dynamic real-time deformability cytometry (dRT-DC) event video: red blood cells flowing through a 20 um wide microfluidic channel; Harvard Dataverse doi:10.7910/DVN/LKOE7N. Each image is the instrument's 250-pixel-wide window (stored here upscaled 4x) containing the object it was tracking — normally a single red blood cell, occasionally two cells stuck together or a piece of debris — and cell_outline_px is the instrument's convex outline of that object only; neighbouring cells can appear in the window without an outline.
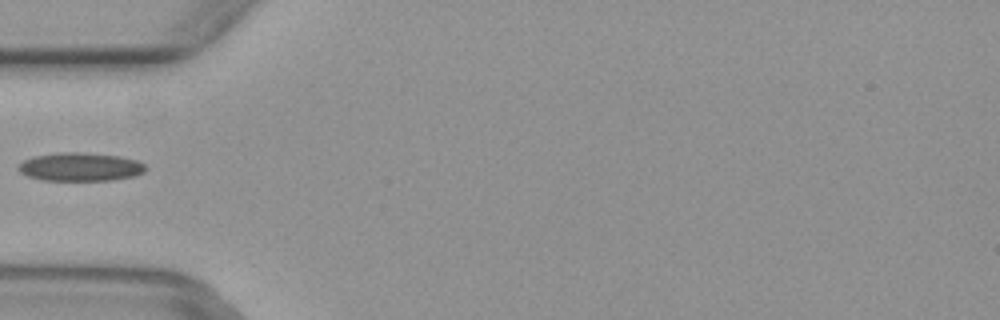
{"species": "common noctule bat (a hibernating species)", "species_latin": "Nyctalus noctula", "temperature_condition": "warm", "stored_images_in_passage": 2, "camera_frame_rate_fps": 3000, "um_per_image_px": 0.085, "animal": {"sex": "female", "body_mass_g": 29.2, "forearm_length_mm": 56.3}, "frame": {"image": 1, "passage_image": 2, "time_ms": 0.333, "image_size_px": [1000, 320], "cell_outline_px": [[148, 168], [144, 172], [136, 176], [112, 180], [44, 180], [28, 176], [20, 172], [16, 168], [24, 160], [32, 156], [56, 152], [84, 152], [120, 156], [136, 160], [144, 164]], "centroid_in_image_um": [6.84, 14.17], "position_along_channel_um": 78.2, "area_um2": 21.27}}